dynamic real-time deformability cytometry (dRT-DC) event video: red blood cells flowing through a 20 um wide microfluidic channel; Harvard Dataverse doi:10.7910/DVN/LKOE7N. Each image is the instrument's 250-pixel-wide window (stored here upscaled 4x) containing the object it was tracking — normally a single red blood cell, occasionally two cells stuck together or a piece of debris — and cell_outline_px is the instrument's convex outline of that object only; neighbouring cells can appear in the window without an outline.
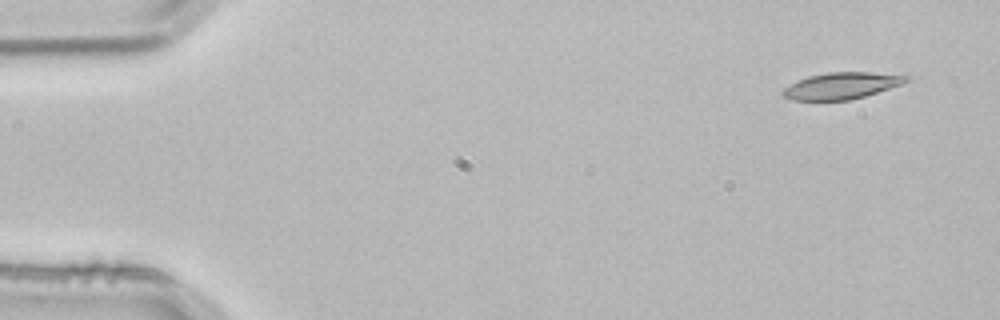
{"species": "common noctule bat (a hibernating species)", "species_latin": "Nyctalus noctula", "temperature_condition": "room temperature", "stored_images_in_passage": 3, "camera_frame_rate_fps": 3000, "um_per_image_px": 0.085, "animal": {"sex": "male", "body_mass_g": 21.5, "forearm_length_mm": 52.0}, "frame": {"image": 1, "passage_image": 1, "time_ms": 0.0, "image_size_px": [1000, 320], "cell_outline_px": [[908, 80], [900, 84], [864, 96], [848, 100], [792, 100], [784, 96], [780, 92], [784, 88], [808, 76], [828, 72], [872, 72], [908, 76]], "centroid_in_image_um": [71.49, 7.28], "position_along_channel_um": 13.5, "area_um2": 18.67}}
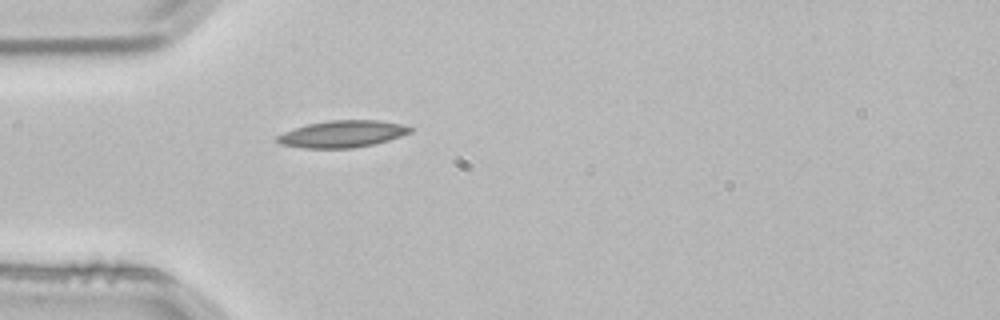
{"frame": {"image": 2, "passage_image": 3, "time_ms": 0.667, "image_size_px": [1000, 320], "cell_outline_px": [[412, 132], [388, 140], [372, 144], [352, 148], [304, 148], [280, 144], [272, 140], [276, 136], [284, 132], [308, 124], [328, 120], [376, 120], [400, 124], [412, 128]], "centroid_in_image_um": [29.04, 11.39], "position_along_channel_um": 56.0, "area_um2": 20.69}}